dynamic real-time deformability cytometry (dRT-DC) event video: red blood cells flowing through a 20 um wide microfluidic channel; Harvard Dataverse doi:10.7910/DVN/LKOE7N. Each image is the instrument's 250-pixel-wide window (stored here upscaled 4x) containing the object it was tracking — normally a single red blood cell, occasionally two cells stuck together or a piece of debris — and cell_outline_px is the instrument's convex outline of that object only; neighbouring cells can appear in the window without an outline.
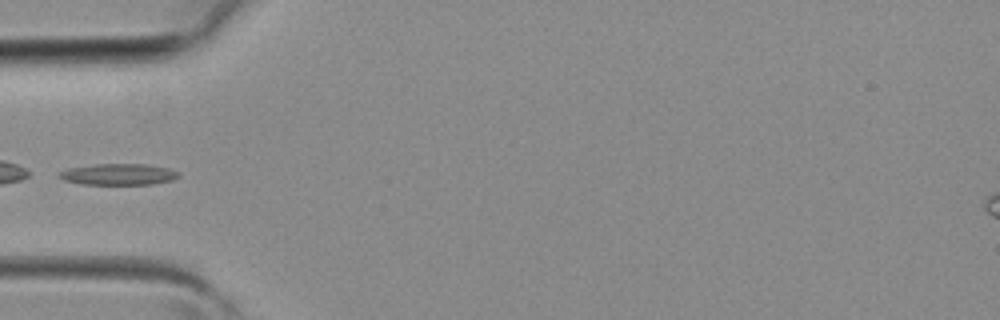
{"species": "common noctule bat (a hibernating species)", "species_latin": "Nyctalus noctula", "temperature_condition": "room temperature", "stored_images_in_passage": 3, "segment_of_instrument_passage": [2, 2], "camera_frame_rate_fps": 3000, "um_per_image_px": 0.085, "animal": {"sex": "female", "body_mass_g": 19.3, "forearm_length_mm": 54.1}, "frame": {"image": 1, "passage_image": 3, "time_ms": 0.667, "image_size_px": [1000, 320], "cell_outline_px": [[180, 176], [172, 180], [152, 184], [80, 184], [64, 180], [56, 176], [56, 172], [68, 168], [96, 164], [148, 164], [168, 168], [180, 172]], "centroid_in_image_um": [10.04, 14.81], "position_along_channel_um": 75.0, "area_um2": 14.97}}